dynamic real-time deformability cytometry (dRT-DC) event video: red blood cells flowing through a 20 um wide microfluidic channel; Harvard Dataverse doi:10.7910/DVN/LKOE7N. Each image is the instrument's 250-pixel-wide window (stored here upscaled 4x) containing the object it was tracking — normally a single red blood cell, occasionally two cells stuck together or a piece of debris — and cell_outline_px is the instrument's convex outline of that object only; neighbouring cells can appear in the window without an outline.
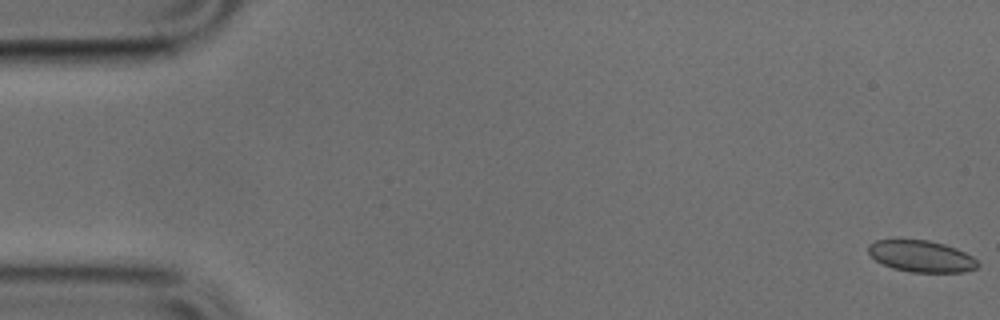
{"species": "common noctule bat (a hibernating species)", "species_latin": "Nyctalus noctula", "temperature_condition": "cold", "stored_images_in_passage": 51, "camera_frame_rate_fps": 3000, "um_per_image_px": 0.085, "animal": {"sex": "male", "body_mass_g": 17.9, "forearm_length_mm": 54.2}, "frame": {"image": 1, "passage_image": 1, "time_ms": 0.0, "image_size_px": [1000, 320], "cell_outline_px": [[980, 264], [976, 268], [964, 272], [912, 272], [892, 268], [876, 260], [868, 252], [868, 244], [876, 240], [928, 240], [944, 244], [956, 248], [972, 256]], "centroid_in_image_um": [78.32, 21.78], "position_along_channel_um": 6.7, "area_um2": 20.0}}
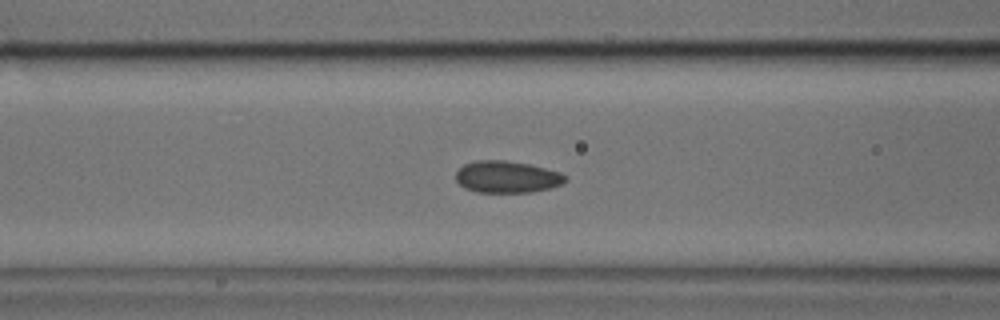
{"frame": {"image": 2, "passage_image": 20, "time_ms": 6.333, "image_size_px": [1000, 320], "cell_outline_px": [[568, 180], [560, 184], [548, 188], [532, 192], [476, 192], [464, 188], [456, 180], [456, 172], [464, 164], [476, 160], [504, 160], [528, 164], [560, 172], [568, 176]], "centroid_in_image_um": [43.08, 15.03], "position_along_channel_um": 123.5, "area_um2": 20.29}}
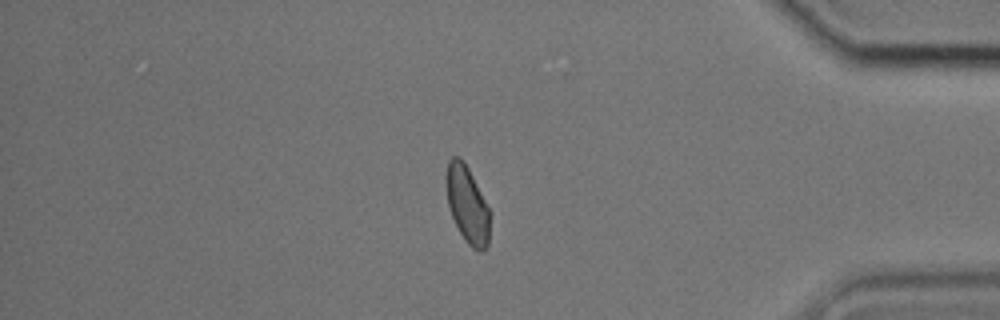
{"frame": {"image": 3, "passage_image": 43, "time_ms": 14.0, "image_size_px": [1000, 320], "cell_outline_px": [[488, 244], [484, 252], [480, 252], [472, 248], [468, 244], [460, 232], [452, 216], [448, 204], [448, 160], [452, 156], [460, 156], [468, 168], [488, 208]], "centroid_in_image_um": [39.73, 17.42], "position_along_channel_um": 395.5, "area_um2": 18.67}}